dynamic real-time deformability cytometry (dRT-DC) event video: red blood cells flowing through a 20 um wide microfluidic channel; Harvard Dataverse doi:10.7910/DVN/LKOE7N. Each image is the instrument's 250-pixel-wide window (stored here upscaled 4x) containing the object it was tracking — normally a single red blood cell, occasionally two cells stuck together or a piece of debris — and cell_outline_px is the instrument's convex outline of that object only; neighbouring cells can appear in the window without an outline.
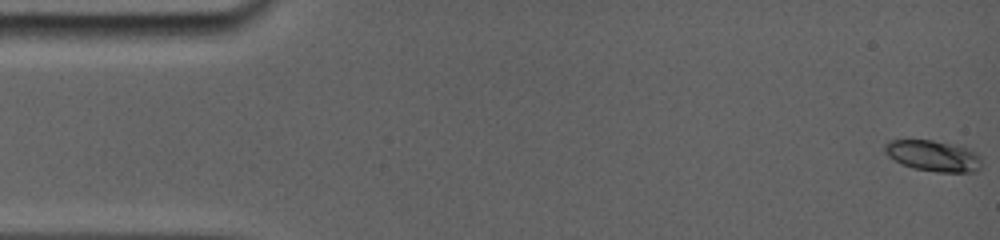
{"species": "common noctule bat (a hibernating species)", "species_latin": "Nyctalus noctula", "temperature_condition": "room temperature", "stored_images_in_passage": 17, "camera_frame_rate_fps": 5000, "um_per_image_px": 0.085, "animal": {"sex": "female", "body_mass_g": 19.0, "forearm_length_mm": 56.7}, "frame": {"image": 1, "passage_image": 1, "time_ms": 0.0, "image_size_px": [1000, 240], "cell_outline_px": [[972, 172], [940, 172], [916, 168], [904, 164], [896, 160], [888, 152], [888, 144], [896, 140], [928, 140], [964, 152], [972, 156]], "centroid_in_image_um": [79.08, 13.27], "position_along_channel_um": 5.9, "area_um2": 14.57}}
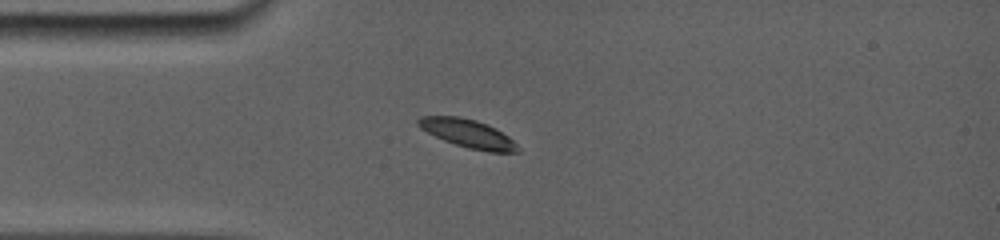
{"frame": {"image": 2, "passage_image": 15, "time_ms": 4.8, "image_size_px": [1000, 240], "cell_outline_px": [[516, 152], [492, 152], [472, 148], [456, 144], [436, 136], [428, 132], [416, 124], [416, 120], [420, 116], [460, 116], [476, 120], [500, 132], [512, 140]], "centroid_in_image_um": [39.67, 11.31], "position_along_channel_um": 45.3, "area_um2": 15.55}}
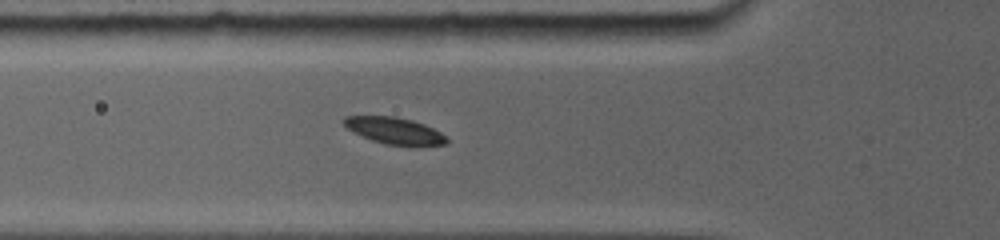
{"frame": {"image": 3, "passage_image": 17, "time_ms": 6.4, "image_size_px": [1000, 240], "cell_outline_px": [[448, 140], [444, 144], [388, 144], [372, 140], [348, 128], [344, 124], [344, 116], [396, 116], [412, 120], [424, 124], [440, 132]], "centroid_in_image_um": [33.51, 11.07], "position_along_channel_um": 92.3, "area_um2": 15.2}}